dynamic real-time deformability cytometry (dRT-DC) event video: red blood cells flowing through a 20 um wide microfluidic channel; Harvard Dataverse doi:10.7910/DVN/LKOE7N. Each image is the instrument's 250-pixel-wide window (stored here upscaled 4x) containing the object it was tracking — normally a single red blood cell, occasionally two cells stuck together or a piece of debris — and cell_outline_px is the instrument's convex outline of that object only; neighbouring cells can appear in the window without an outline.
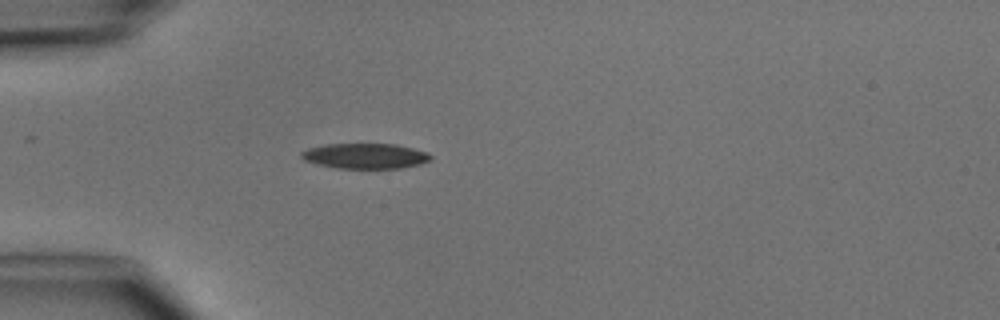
{"species": "common noctule bat (a hibernating species)", "species_latin": "Nyctalus noctula", "temperature_condition": "cold", "stored_images_in_passage": 3, "camera_frame_rate_fps": 3000, "um_per_image_px": 0.085, "animal": {"sex": "male", "body_mass_g": 15.6}, "frame": {"image": 1, "passage_image": 3, "time_ms": 2.333, "image_size_px": [1000, 320], "cell_outline_px": [[432, 160], [420, 164], [400, 168], [336, 168], [316, 164], [304, 160], [300, 156], [300, 152], [308, 148], [324, 144], [396, 144], [428, 152], [432, 156]], "centroid_in_image_um": [31.04, 13.25], "position_along_channel_um": 54.0, "area_um2": 19.19}}